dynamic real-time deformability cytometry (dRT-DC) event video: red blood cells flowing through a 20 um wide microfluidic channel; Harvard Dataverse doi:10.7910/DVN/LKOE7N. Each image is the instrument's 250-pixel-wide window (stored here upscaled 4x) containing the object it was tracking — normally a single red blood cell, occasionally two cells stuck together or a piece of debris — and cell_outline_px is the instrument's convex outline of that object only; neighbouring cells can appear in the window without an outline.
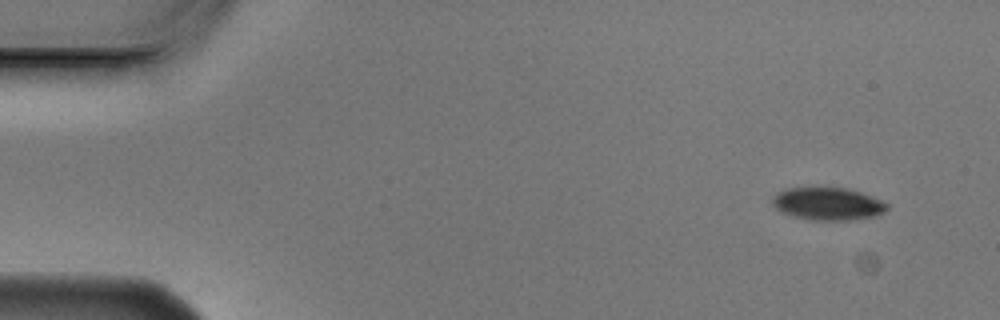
{"species": "Egyptian fruit bat (a non-hibernating species)", "species_latin": "Rousettus aegyptiacus", "temperature_condition": "cold", "stored_images_in_passage": 5, "camera_frame_rate_fps": 3000, "um_per_image_px": 0.085, "animal": {"sex": "male"}, "frame": {"image": 1, "passage_image": 1, "time_ms": 0.0, "image_size_px": [1000, 320], "cell_outline_px": [[888, 208], [884, 212], [876, 216], [848, 220], [812, 220], [792, 216], [780, 212], [772, 204], [772, 196], [776, 192], [784, 188], [848, 188], [872, 196], [888, 204]], "centroid_in_image_um": [70.33, 17.32], "position_along_channel_um": 14.7, "area_um2": 21.91}}
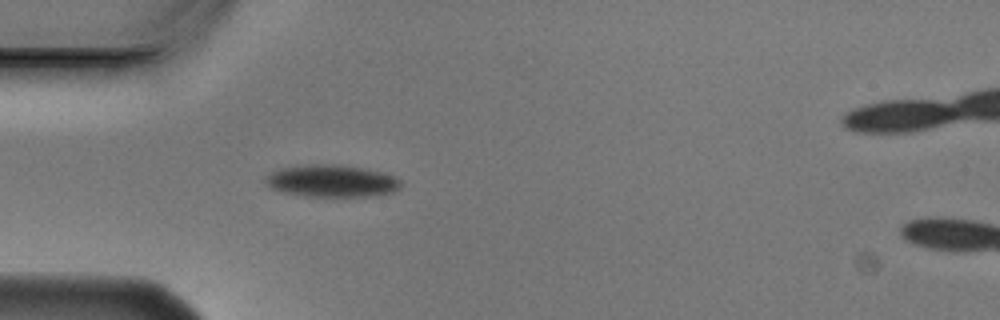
{"frame": {"image": 2, "passage_image": 4, "time_ms": 1.0, "image_size_px": [1000, 320], "cell_outline_px": [[400, 188], [392, 192], [368, 196], [304, 196], [284, 192], [272, 188], [264, 180], [264, 176], [272, 172], [284, 168], [308, 164], [336, 164], [364, 168], [384, 172], [400, 180]], "centroid_in_image_um": [28.2, 15.37], "position_along_channel_um": 56.8, "area_um2": 25.14}}